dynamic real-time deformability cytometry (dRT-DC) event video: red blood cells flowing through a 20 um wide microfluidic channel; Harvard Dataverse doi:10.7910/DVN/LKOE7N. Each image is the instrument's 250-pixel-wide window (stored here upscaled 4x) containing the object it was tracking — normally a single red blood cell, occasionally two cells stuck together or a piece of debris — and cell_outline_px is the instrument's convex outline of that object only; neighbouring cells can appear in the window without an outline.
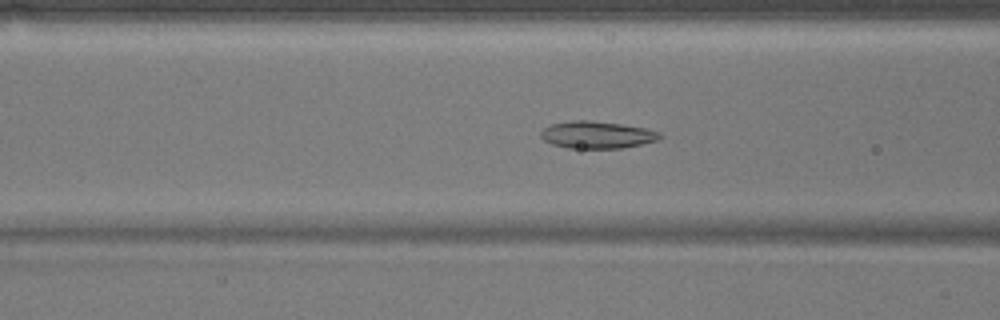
{"species": "common noctule bat (a hibernating species)", "species_latin": "Nyctalus noctula", "temperature_condition": "warm", "stored_images_in_passage": 36, "camera_frame_rate_fps": 3000, "um_per_image_px": 0.085, "animal": {"sex": "male", "body_mass_g": 17.9}, "frame": {"image": 1, "passage_image": 4, "time_ms": 1.0, "image_size_px": [1000, 320], "cell_outline_px": [[664, 136], [656, 140], [640, 144], [620, 148], [568, 148], [552, 144], [544, 140], [540, 136], [540, 132], [544, 128], [552, 124], [572, 120], [588, 120], [620, 124], [644, 128], [660, 132]], "centroid_in_image_um": [50.72, 11.46], "position_along_channel_um": 115.9, "area_um2": 18.67}}
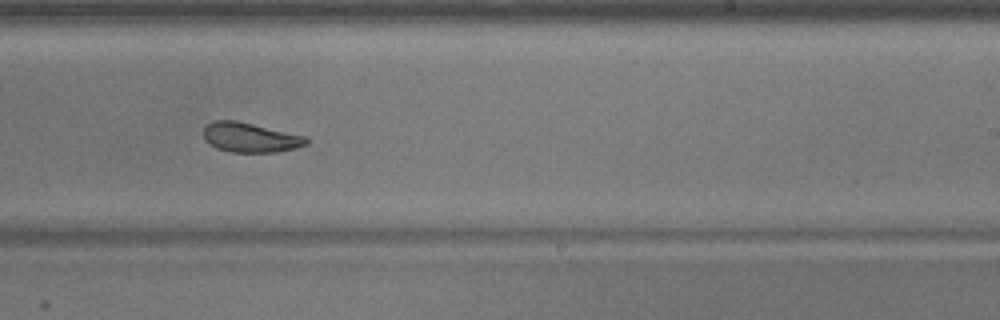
{"frame": {"image": 2, "passage_image": 16, "time_ms": 5.0, "image_size_px": [1000, 320], "cell_outline_px": [[308, 144], [296, 148], [276, 152], [232, 152], [216, 148], [204, 140], [204, 128], [208, 124], [216, 120], [236, 120], [304, 136], [308, 140]], "centroid_in_image_um": [21.25, 11.69], "position_along_channel_um": 267.7, "area_um2": 17.57}}
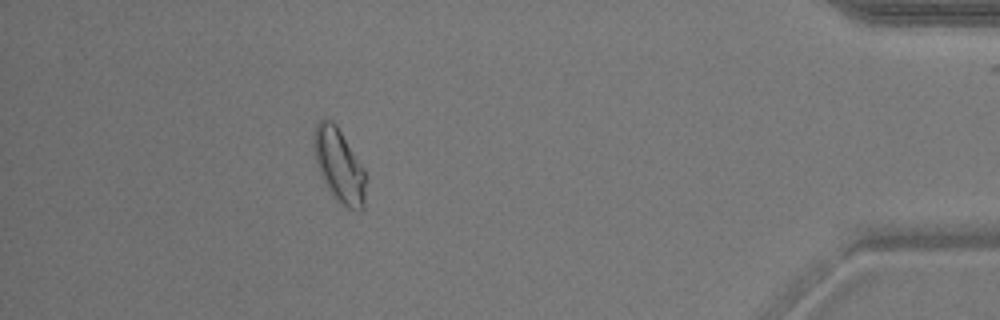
{"frame": {"image": 3, "passage_image": 31, "time_ms": 10.0, "image_size_px": [1000, 320], "cell_outline_px": [[364, 208], [360, 212], [348, 208], [340, 204], [332, 196], [320, 172], [316, 160], [312, 140], [312, 136], [316, 124], [320, 120], [332, 120], [336, 124], [364, 168]], "centroid_in_image_um": [28.81, 14.07], "position_along_channel_um": 406.4, "area_um2": 22.08}}